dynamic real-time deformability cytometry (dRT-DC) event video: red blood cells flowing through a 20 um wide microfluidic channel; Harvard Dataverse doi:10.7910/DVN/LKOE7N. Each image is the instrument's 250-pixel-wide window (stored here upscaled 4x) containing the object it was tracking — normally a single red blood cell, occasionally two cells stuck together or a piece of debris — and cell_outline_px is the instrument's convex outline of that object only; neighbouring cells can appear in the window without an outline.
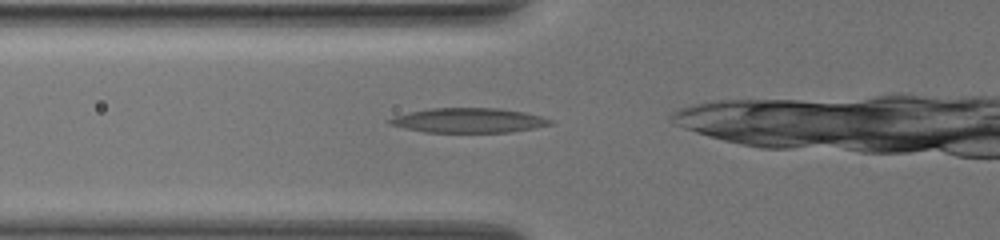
{"species": "common noctule bat (a hibernating species)", "species_latin": "Nyctalus noctula", "temperature_condition": "warm", "stored_images_in_passage": 31, "camera_frame_rate_fps": 3000, "um_per_image_px": 0.085, "animal": {"sex": "female", "body_mass_g": 19.5, "forearm_length_mm": 54.1}, "frame": {"image": 1, "passage_image": 2, "time_ms": 0.333, "image_size_px": [1000, 240], "cell_outline_px": [[556, 120], [552, 124], [512, 132], [424, 132], [404, 128], [388, 124], [384, 120], [392, 116], [408, 112], [428, 108], [500, 108], [524, 112]], "centroid_in_image_um": [39.78, 10.23], "position_along_channel_um": 86.0, "area_um2": 23.35}}
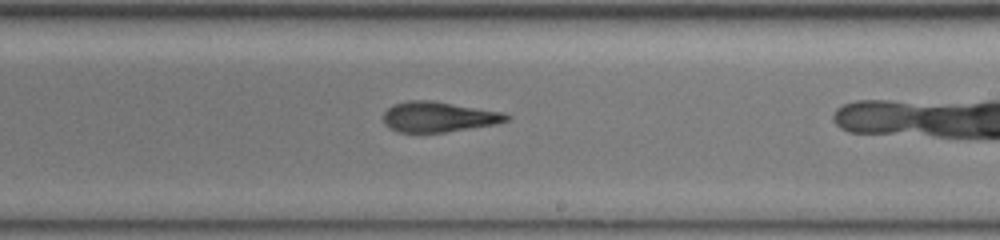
{"frame": {"image": 2, "passage_image": 15, "time_ms": 4.667, "image_size_px": [1000, 240], "cell_outline_px": [[512, 116], [508, 120], [496, 124], [444, 132], [400, 132], [388, 128], [384, 124], [384, 112], [392, 104], [408, 100], [432, 100], [504, 112]], "centroid_in_image_um": [37.28, 9.92], "position_along_channel_um": 251.7, "area_um2": 21.85}}
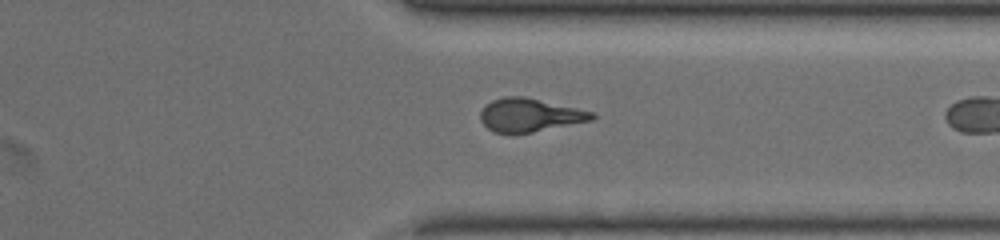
{"frame": {"image": 3, "passage_image": 24, "time_ms": 7.667, "image_size_px": [1000, 240], "cell_outline_px": [[596, 116], [592, 120], [512, 136], [492, 132], [480, 120], [480, 112], [484, 104], [492, 100], [504, 96], [524, 96], [596, 112]], "centroid_in_image_um": [44.98, 9.8], "position_along_channel_um": 366.4, "area_um2": 22.2}}